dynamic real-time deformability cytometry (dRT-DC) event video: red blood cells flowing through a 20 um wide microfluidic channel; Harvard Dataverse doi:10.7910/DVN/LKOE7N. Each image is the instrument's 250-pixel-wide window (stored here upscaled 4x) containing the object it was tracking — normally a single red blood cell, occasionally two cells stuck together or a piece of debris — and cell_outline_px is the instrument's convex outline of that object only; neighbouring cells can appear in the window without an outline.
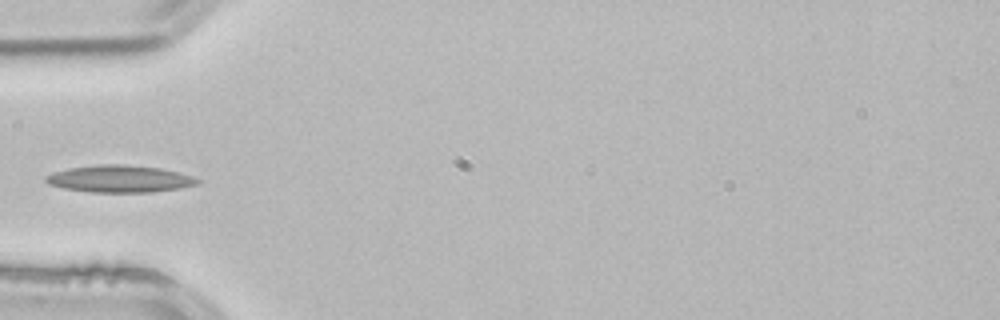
{"species": "common noctule bat (a hibernating species)", "species_latin": "Nyctalus noctula", "temperature_condition": "room temperature", "stored_images_in_passage": 3, "camera_frame_rate_fps": 3000, "um_per_image_px": 0.085, "animal": {"sex": "male", "body_mass_g": 21.5, "forearm_length_mm": 52.0}, "frame": {"image": 1, "passage_image": 3, "time_ms": 0.667, "image_size_px": [1000, 320], "cell_outline_px": [[200, 184], [180, 188], [152, 192], [92, 192], [64, 188], [48, 184], [44, 180], [44, 176], [52, 172], [68, 168], [100, 164], [124, 164], [160, 168], [192, 176], [200, 180]], "centroid_in_image_um": [10.15, 15.2], "position_along_channel_um": 74.9, "area_um2": 23.99}}